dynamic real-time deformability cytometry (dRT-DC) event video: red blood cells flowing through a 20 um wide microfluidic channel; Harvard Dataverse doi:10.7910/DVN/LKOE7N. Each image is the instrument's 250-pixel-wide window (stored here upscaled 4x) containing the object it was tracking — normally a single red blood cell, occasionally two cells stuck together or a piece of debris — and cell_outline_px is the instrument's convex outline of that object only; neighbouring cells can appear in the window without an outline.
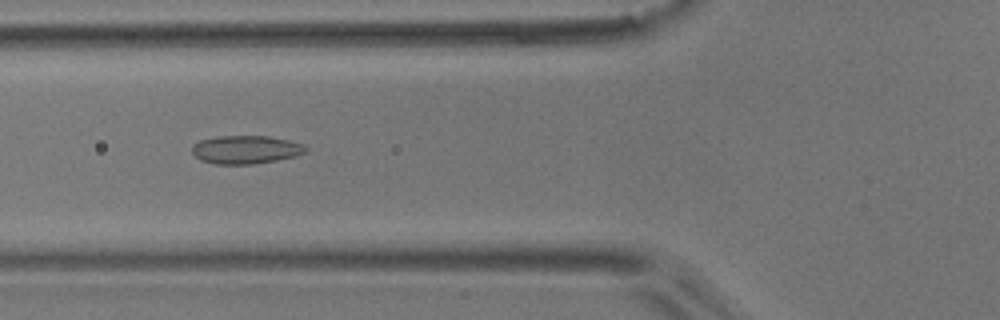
{"species": "common noctule bat (a hibernating species)", "species_latin": "Nyctalus noctula", "temperature_condition": "room temperature", "stored_images_in_passage": 6, "camera_frame_rate_fps": 3000, "um_per_image_px": 0.085, "animal": {"sex": "male", "body_mass_g": 17.9}, "frame": {"image": 1, "passage_image": 4, "time_ms": 1.0, "image_size_px": [1000, 320], "cell_outline_px": [[308, 152], [296, 156], [276, 160], [252, 164], [216, 164], [200, 160], [192, 152], [192, 144], [200, 140], [216, 136], [268, 136], [288, 140], [304, 144], [308, 148]], "centroid_in_image_um": [20.9, 12.71], "position_along_channel_um": 104.9, "area_um2": 18.84}}
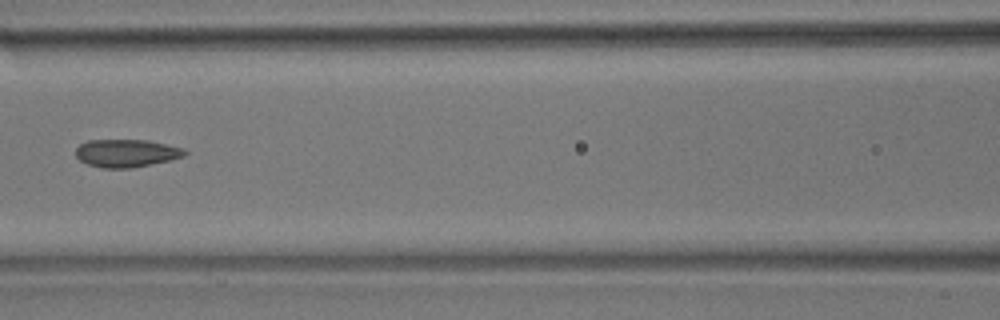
{"frame": {"image": 2, "passage_image": 5, "time_ms": 1.333, "image_size_px": [1000, 320], "cell_outline_px": [[188, 152], [184, 156], [172, 160], [132, 168], [100, 168], [88, 164], [80, 160], [76, 156], [76, 148], [80, 144], [88, 140], [148, 140], [184, 148]], "centroid_in_image_um": [10.76, 13.02], "position_along_channel_um": 155.8, "area_um2": 17.8}}
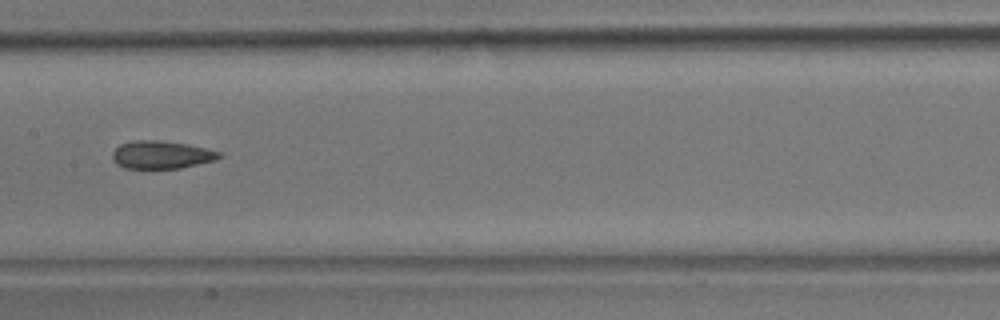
{"frame": {"image": 3, "passage_image": 6, "time_ms": 1.667, "image_size_px": [1000, 320], "cell_outline_px": [[224, 156], [216, 160], [180, 168], [152, 172], [124, 168], [116, 164], [112, 160], [112, 152], [120, 144], [136, 140], [160, 140], [188, 144], [220, 152]], "centroid_in_image_um": [13.68, 13.21], "position_along_channel_um": 193.7, "area_um2": 18.21}}